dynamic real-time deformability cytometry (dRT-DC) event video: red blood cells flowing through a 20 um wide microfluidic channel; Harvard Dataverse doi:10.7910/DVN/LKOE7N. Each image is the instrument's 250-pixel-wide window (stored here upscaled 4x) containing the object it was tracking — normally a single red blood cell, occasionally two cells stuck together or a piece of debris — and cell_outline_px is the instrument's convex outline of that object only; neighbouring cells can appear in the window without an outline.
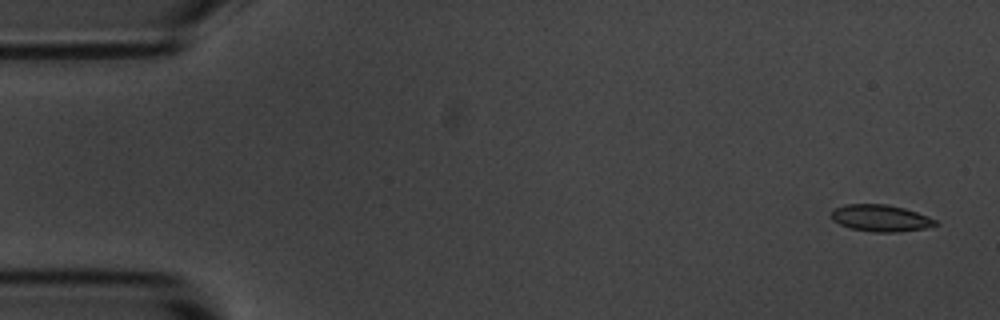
{"species": "common noctule bat (a hibernating species)", "species_latin": "Nyctalus noctula", "temperature_condition": "room temperature", "stored_images_in_passage": 6, "camera_frame_rate_fps": 3000, "um_per_image_px": 0.085, "animal": {"sex": "male", "body_mass_g": 20.1, "forearm_length_mm": 53.5}, "frame": {"image": 1, "passage_image": 1, "time_ms": 0.0, "image_size_px": [1000, 320], "cell_outline_px": [[940, 224], [924, 228], [900, 232], [872, 232], [852, 228], [840, 224], [832, 220], [832, 212], [836, 208], [844, 204], [888, 204], [904, 208], [928, 216], [936, 220]], "centroid_in_image_um": [74.88, 18.54], "position_along_channel_um": 10.1, "area_um2": 16.18}}
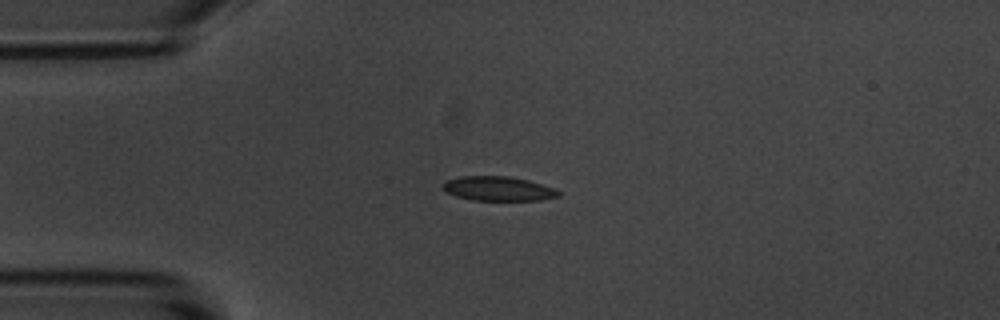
{"frame": {"image": 2, "passage_image": 4, "time_ms": 3.667, "image_size_px": [1000, 320], "cell_outline_px": [[560, 196], [540, 200], [472, 200], [456, 196], [448, 192], [444, 188], [444, 180], [460, 176], [508, 176], [528, 180], [552, 188], [560, 192]], "centroid_in_image_um": [42.33, 16.03], "position_along_channel_um": 42.7, "area_um2": 16.24}}